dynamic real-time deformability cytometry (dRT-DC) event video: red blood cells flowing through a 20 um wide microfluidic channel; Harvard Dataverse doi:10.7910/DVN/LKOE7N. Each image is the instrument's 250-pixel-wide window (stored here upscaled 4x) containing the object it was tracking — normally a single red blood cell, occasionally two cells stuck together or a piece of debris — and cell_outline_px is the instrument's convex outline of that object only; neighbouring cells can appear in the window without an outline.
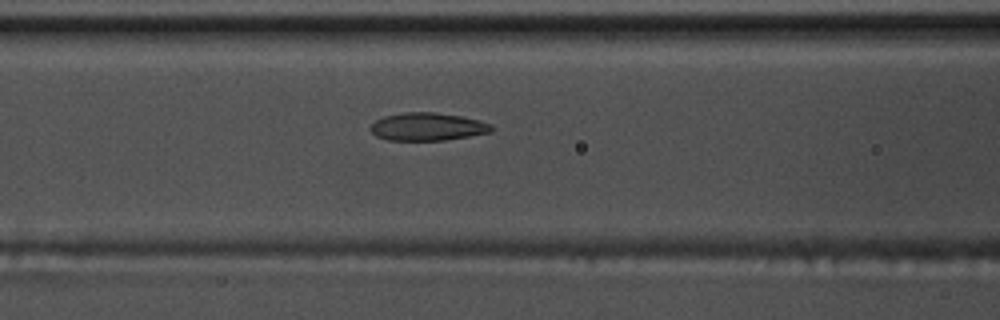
{"species": "common noctule bat (a hibernating species)", "species_latin": "Nyctalus noctula", "temperature_condition": "warm", "stored_images_in_passage": 32, "camera_frame_rate_fps": 3000, "um_per_image_px": 0.085, "animal": {"sex": "male", "body_mass_g": 17.5, "forearm_length_mm": 52.3}, "frame": {"image": 1, "passage_image": 7, "time_ms": 2.0, "image_size_px": [1000, 320], "cell_outline_px": [[492, 132], [448, 140], [388, 140], [376, 136], [368, 128], [376, 120], [384, 116], [404, 112], [436, 112], [460, 116], [480, 120], [492, 124]], "centroid_in_image_um": [36.35, 10.77], "position_along_channel_um": 130.3, "area_um2": 19.77}}
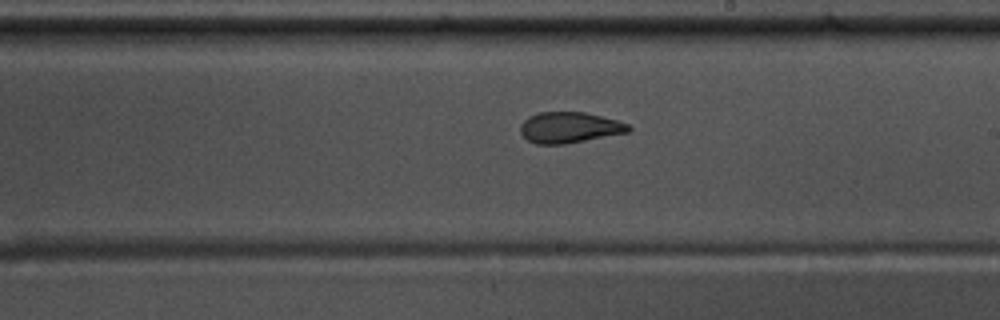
{"frame": {"image": 2, "passage_image": 16, "time_ms": 5.0, "image_size_px": [1000, 320], "cell_outline_px": [[632, 128], [628, 132], [564, 144], [536, 144], [528, 140], [520, 132], [520, 124], [528, 116], [540, 112], [588, 112], [616, 120], [628, 124]], "centroid_in_image_um": [48.38, 10.83], "position_along_channel_um": 240.6, "area_um2": 19.42}}
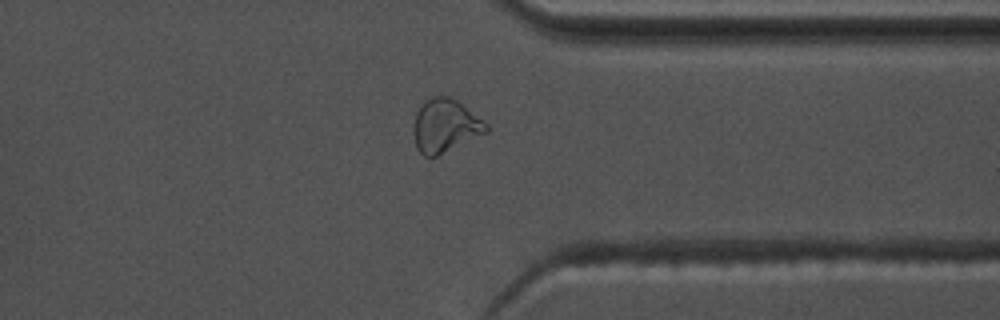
{"frame": {"image": 3, "passage_image": 27, "time_ms": 8.667, "image_size_px": [1000, 320], "cell_outline_px": [[488, 132], [436, 156], [424, 156], [416, 148], [412, 132], [412, 128], [416, 112], [424, 100], [432, 96], [448, 96], [456, 100], [484, 120], [488, 124]], "centroid_in_image_um": [37.81, 10.68], "position_along_channel_um": 373.6, "area_um2": 22.66}, "authors_computed_cell_mechanics": {"area_um2": 19.9699, "velocity_mm_per_s": 3.6922, "shape_relaxation_time_tau1_ms": 6.3017, "shape_relaxation_time_tau2_ms": 1.3238, "deformation_change_tau1": 0.1965, "deformation_change_tau2": 0.0858}}